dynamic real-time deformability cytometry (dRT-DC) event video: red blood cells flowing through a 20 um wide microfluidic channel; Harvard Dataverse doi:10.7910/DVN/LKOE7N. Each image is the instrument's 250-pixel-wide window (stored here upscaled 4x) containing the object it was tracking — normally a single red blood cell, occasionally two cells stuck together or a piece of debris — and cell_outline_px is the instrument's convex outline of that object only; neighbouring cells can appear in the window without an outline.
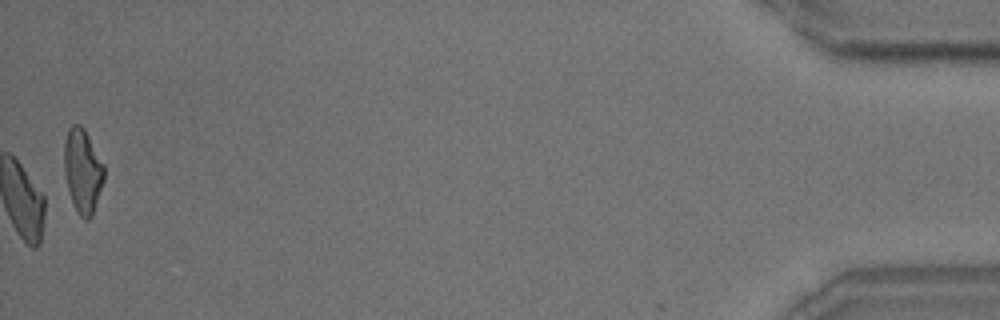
{"species": "common noctule bat (a hibernating species)", "species_latin": "Nyctalus noctula", "temperature_condition": "room temperature", "stored_images_in_passage": 42, "camera_frame_rate_fps": 3000, "um_per_image_px": 0.085, "animal": {"sex": "male", "body_mass_g": 18.8}, "frame": {"image": 1, "passage_image": 42, "time_ms": 13.667, "image_size_px": [1000, 320], "cell_outline_px": [[104, 180], [92, 216], [88, 220], [84, 220], [76, 212], [68, 188], [64, 172], [64, 140], [68, 128], [72, 124], [80, 124], [84, 128], [104, 164]], "centroid_in_image_um": [7.02, 14.51], "position_along_channel_um": 428.2, "area_um2": 19.65}, "authors_computed_cell_mechanics": {"area_um2": 21.4727, "velocity_mm_per_s": 3.6706, "shape_relaxation_time_tau1_ms": null, "shape_relaxation_time_tau2_ms": 4.4651, "deformation_change_tau1": null, "deformation_change_tau2": 0.1091}}